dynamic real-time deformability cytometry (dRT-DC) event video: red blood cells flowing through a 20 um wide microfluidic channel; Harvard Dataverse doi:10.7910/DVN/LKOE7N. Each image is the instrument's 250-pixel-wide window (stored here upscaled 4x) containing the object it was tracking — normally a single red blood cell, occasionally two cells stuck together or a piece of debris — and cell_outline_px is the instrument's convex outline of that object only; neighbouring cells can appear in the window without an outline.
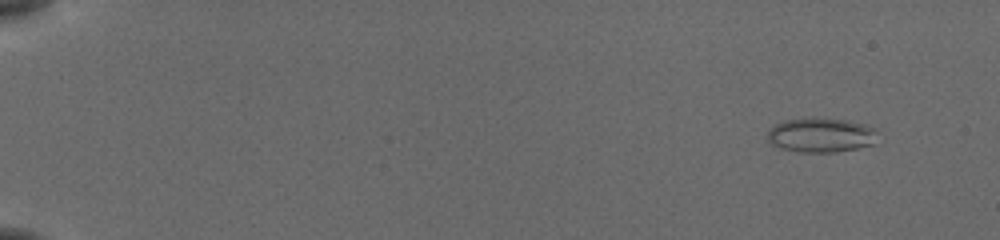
{"species": "common noctule bat (a hibernating species)", "species_latin": "Nyctalus noctula", "temperature_condition": "cold", "stored_images_in_passage": 53, "camera_frame_rate_fps": 3000, "um_per_image_px": 0.085, "animal": {"sex": "female", "body_mass_g": 19.5, "forearm_length_mm": 54.1}, "frame": {"image": 1, "passage_image": 2, "time_ms": 0.333, "image_size_px": [1000, 240], "cell_outline_px": [[872, 144], [856, 148], [836, 152], [800, 152], [784, 148], [772, 144], [768, 140], [768, 128], [784, 120], [844, 120], [864, 124], [872, 128]], "centroid_in_image_um": [69.69, 11.51], "position_along_channel_um": 15.3, "area_um2": 20.92}}
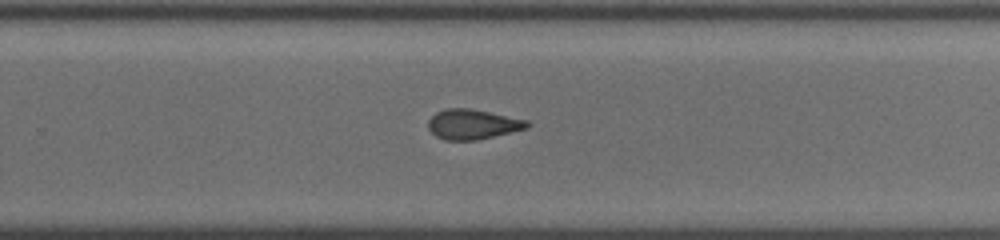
{"frame": {"image": 2, "passage_image": 36, "time_ms": 11.667, "image_size_px": [1000, 240], "cell_outline_px": [[532, 124], [528, 128], [476, 140], [444, 140], [436, 136], [428, 128], [428, 120], [436, 112], [448, 108], [472, 108], [528, 120]], "centroid_in_image_um": [40.19, 10.55], "position_along_channel_um": 289.6, "area_um2": 17.34}}
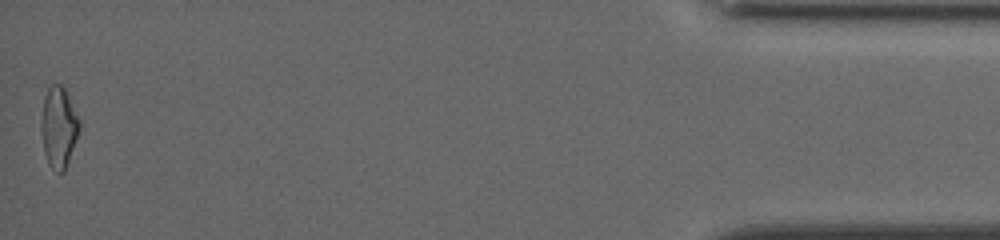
{"frame": {"image": 3, "passage_image": 53, "time_ms": 17.333, "image_size_px": [1000, 240], "cell_outline_px": [[80, 128], [64, 172], [60, 172], [52, 168], [48, 164], [44, 152], [40, 124], [44, 96], [48, 88], [52, 84], [60, 84], [64, 88], [80, 120]], "centroid_in_image_um": [4.97, 10.8], "position_along_channel_um": 430.2, "area_um2": 17.8}, "authors_computed_cell_mechanics": {"area_um2": 18.1492, "velocity_mm_per_s": 3.8375, "shape_relaxation_time_tau1_ms": 10.2929, "shape_relaxation_time_tau2_ms": 3.4341, "deformation_change_tau1": 0.1839, "deformation_change_tau2": 0.1165}}